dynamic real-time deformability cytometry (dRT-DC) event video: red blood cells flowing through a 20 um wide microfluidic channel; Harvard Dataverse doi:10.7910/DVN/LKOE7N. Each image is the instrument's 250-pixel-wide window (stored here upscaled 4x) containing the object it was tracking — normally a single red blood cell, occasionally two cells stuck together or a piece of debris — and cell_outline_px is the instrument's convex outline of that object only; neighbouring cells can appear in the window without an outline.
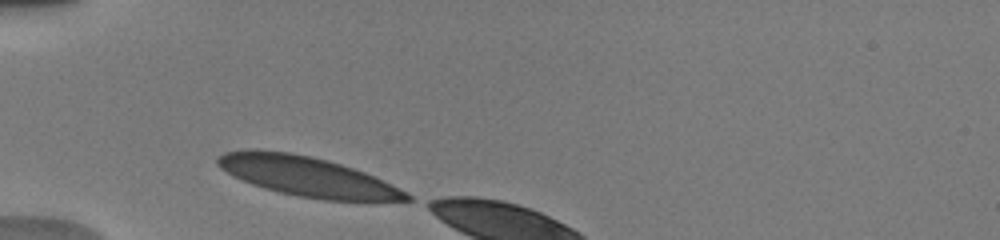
{"species": "human", "species_latin": "Homo sapiens", "temperature_condition": "warm", "stored_images_in_passage": 2, "camera_frame_rate_fps": 3000, "um_per_image_px": 0.085, "donor": {"sex": "male"}, "frame": {"image": 1, "passage_image": 1, "time_ms": 0.0, "image_size_px": [1000, 240], "cell_outline_px": [[412, 200], [324, 200], [300, 196], [280, 192], [264, 188], [252, 184], [232, 176], [220, 168], [216, 164], [216, 160], [224, 152], [288, 152], [312, 156], [328, 160], [364, 172], [408, 192], [412, 196]], "centroid_in_image_um": [26.15, 15.02], "position_along_channel_um": 58.9, "area_um2": 42.43}}